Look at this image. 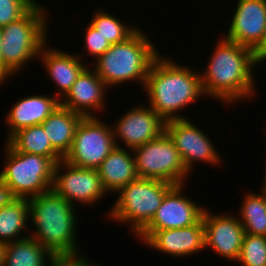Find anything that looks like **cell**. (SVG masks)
Instances as JSON below:
<instances>
[{
  "instance_id": "obj_1",
  "label": "cell",
  "mask_w": 266,
  "mask_h": 266,
  "mask_svg": "<svg viewBox=\"0 0 266 266\" xmlns=\"http://www.w3.org/2000/svg\"><path fill=\"white\" fill-rule=\"evenodd\" d=\"M211 55L200 75L205 96L231 104L254 95L252 69L257 63L251 49L222 36Z\"/></svg>"
},
{
  "instance_id": "obj_2",
  "label": "cell",
  "mask_w": 266,
  "mask_h": 266,
  "mask_svg": "<svg viewBox=\"0 0 266 266\" xmlns=\"http://www.w3.org/2000/svg\"><path fill=\"white\" fill-rule=\"evenodd\" d=\"M200 75L190 67L176 65L173 60L159 55L144 84L149 106L165 122L185 118L176 112L205 95Z\"/></svg>"
},
{
  "instance_id": "obj_3",
  "label": "cell",
  "mask_w": 266,
  "mask_h": 266,
  "mask_svg": "<svg viewBox=\"0 0 266 266\" xmlns=\"http://www.w3.org/2000/svg\"><path fill=\"white\" fill-rule=\"evenodd\" d=\"M28 204L29 219L36 229L31 237L53 256L78 255L75 206L52 189L29 198Z\"/></svg>"
},
{
  "instance_id": "obj_4",
  "label": "cell",
  "mask_w": 266,
  "mask_h": 266,
  "mask_svg": "<svg viewBox=\"0 0 266 266\" xmlns=\"http://www.w3.org/2000/svg\"><path fill=\"white\" fill-rule=\"evenodd\" d=\"M147 36L139 28L125 41L112 44L96 60L93 68L108 86L140 81L144 87L147 74L154 60L159 56Z\"/></svg>"
},
{
  "instance_id": "obj_5",
  "label": "cell",
  "mask_w": 266,
  "mask_h": 266,
  "mask_svg": "<svg viewBox=\"0 0 266 266\" xmlns=\"http://www.w3.org/2000/svg\"><path fill=\"white\" fill-rule=\"evenodd\" d=\"M35 4L22 18L2 27V53L4 57V80L39 56L47 42L46 11Z\"/></svg>"
},
{
  "instance_id": "obj_6",
  "label": "cell",
  "mask_w": 266,
  "mask_h": 266,
  "mask_svg": "<svg viewBox=\"0 0 266 266\" xmlns=\"http://www.w3.org/2000/svg\"><path fill=\"white\" fill-rule=\"evenodd\" d=\"M175 185L160 180L137 178L120 188L118 199L110 210L109 217L120 223H131L137 235L153 218L164 196Z\"/></svg>"
},
{
  "instance_id": "obj_7",
  "label": "cell",
  "mask_w": 266,
  "mask_h": 266,
  "mask_svg": "<svg viewBox=\"0 0 266 266\" xmlns=\"http://www.w3.org/2000/svg\"><path fill=\"white\" fill-rule=\"evenodd\" d=\"M5 167L0 179L16 198H32L51 190L55 163L48 157L16 151L5 143Z\"/></svg>"
},
{
  "instance_id": "obj_8",
  "label": "cell",
  "mask_w": 266,
  "mask_h": 266,
  "mask_svg": "<svg viewBox=\"0 0 266 266\" xmlns=\"http://www.w3.org/2000/svg\"><path fill=\"white\" fill-rule=\"evenodd\" d=\"M139 178L160 180L173 185L185 184L190 173L166 132L142 146L133 149Z\"/></svg>"
},
{
  "instance_id": "obj_9",
  "label": "cell",
  "mask_w": 266,
  "mask_h": 266,
  "mask_svg": "<svg viewBox=\"0 0 266 266\" xmlns=\"http://www.w3.org/2000/svg\"><path fill=\"white\" fill-rule=\"evenodd\" d=\"M115 147L112 127L96 116L82 117L63 160L77 167L97 169Z\"/></svg>"
},
{
  "instance_id": "obj_10",
  "label": "cell",
  "mask_w": 266,
  "mask_h": 266,
  "mask_svg": "<svg viewBox=\"0 0 266 266\" xmlns=\"http://www.w3.org/2000/svg\"><path fill=\"white\" fill-rule=\"evenodd\" d=\"M51 189L73 205L76 201L93 205L107 193L97 169L77 167L63 159L55 164Z\"/></svg>"
},
{
  "instance_id": "obj_11",
  "label": "cell",
  "mask_w": 266,
  "mask_h": 266,
  "mask_svg": "<svg viewBox=\"0 0 266 266\" xmlns=\"http://www.w3.org/2000/svg\"><path fill=\"white\" fill-rule=\"evenodd\" d=\"M183 186L175 185L165 196L151 221L136 235L144 242L154 231L183 228L198 223L204 208L183 195Z\"/></svg>"
},
{
  "instance_id": "obj_12",
  "label": "cell",
  "mask_w": 266,
  "mask_h": 266,
  "mask_svg": "<svg viewBox=\"0 0 266 266\" xmlns=\"http://www.w3.org/2000/svg\"><path fill=\"white\" fill-rule=\"evenodd\" d=\"M165 132L180 153L186 169L190 172L197 161L219 164L221 158L207 135L186 118L165 123Z\"/></svg>"
},
{
  "instance_id": "obj_13",
  "label": "cell",
  "mask_w": 266,
  "mask_h": 266,
  "mask_svg": "<svg viewBox=\"0 0 266 266\" xmlns=\"http://www.w3.org/2000/svg\"><path fill=\"white\" fill-rule=\"evenodd\" d=\"M165 123L150 106H134L112 126L116 146L117 137L130 150L142 146L165 132Z\"/></svg>"
},
{
  "instance_id": "obj_14",
  "label": "cell",
  "mask_w": 266,
  "mask_h": 266,
  "mask_svg": "<svg viewBox=\"0 0 266 266\" xmlns=\"http://www.w3.org/2000/svg\"><path fill=\"white\" fill-rule=\"evenodd\" d=\"M225 39L254 51L266 32V0H239Z\"/></svg>"
},
{
  "instance_id": "obj_15",
  "label": "cell",
  "mask_w": 266,
  "mask_h": 266,
  "mask_svg": "<svg viewBox=\"0 0 266 266\" xmlns=\"http://www.w3.org/2000/svg\"><path fill=\"white\" fill-rule=\"evenodd\" d=\"M202 221L205 248L210 247L220 256L237 262L245 234L242 223L232 215H211L206 209Z\"/></svg>"
},
{
  "instance_id": "obj_16",
  "label": "cell",
  "mask_w": 266,
  "mask_h": 266,
  "mask_svg": "<svg viewBox=\"0 0 266 266\" xmlns=\"http://www.w3.org/2000/svg\"><path fill=\"white\" fill-rule=\"evenodd\" d=\"M144 243L171 256L184 257L205 249V228L202 219L193 225L154 231Z\"/></svg>"
},
{
  "instance_id": "obj_17",
  "label": "cell",
  "mask_w": 266,
  "mask_h": 266,
  "mask_svg": "<svg viewBox=\"0 0 266 266\" xmlns=\"http://www.w3.org/2000/svg\"><path fill=\"white\" fill-rule=\"evenodd\" d=\"M89 68L87 66L80 73L70 90L64 96L65 100H60V105L69 108L82 117H93L92 111L99 110L100 112V109L102 110L106 106L104 105V100L107 85L95 70L90 71Z\"/></svg>"
},
{
  "instance_id": "obj_18",
  "label": "cell",
  "mask_w": 266,
  "mask_h": 266,
  "mask_svg": "<svg viewBox=\"0 0 266 266\" xmlns=\"http://www.w3.org/2000/svg\"><path fill=\"white\" fill-rule=\"evenodd\" d=\"M60 100L55 95L52 97L35 95L16 102L6 116L8 138L20 129L42 124L60 105Z\"/></svg>"
},
{
  "instance_id": "obj_19",
  "label": "cell",
  "mask_w": 266,
  "mask_h": 266,
  "mask_svg": "<svg viewBox=\"0 0 266 266\" xmlns=\"http://www.w3.org/2000/svg\"><path fill=\"white\" fill-rule=\"evenodd\" d=\"M45 43L41 48L39 57L44 63L47 75L59 87V91L55 96L60 99L64 97L74 84L80 73L86 68L81 62L79 54L70 55L68 52H63L57 49H47ZM42 56V57H41ZM80 60V61H79ZM61 89V90H60Z\"/></svg>"
},
{
  "instance_id": "obj_20",
  "label": "cell",
  "mask_w": 266,
  "mask_h": 266,
  "mask_svg": "<svg viewBox=\"0 0 266 266\" xmlns=\"http://www.w3.org/2000/svg\"><path fill=\"white\" fill-rule=\"evenodd\" d=\"M120 145L116 146L97 168L107 192H117L138 178L135 158Z\"/></svg>"
},
{
  "instance_id": "obj_21",
  "label": "cell",
  "mask_w": 266,
  "mask_h": 266,
  "mask_svg": "<svg viewBox=\"0 0 266 266\" xmlns=\"http://www.w3.org/2000/svg\"><path fill=\"white\" fill-rule=\"evenodd\" d=\"M82 116L59 105L41 124L53 148L64 158L69 152Z\"/></svg>"
},
{
  "instance_id": "obj_22",
  "label": "cell",
  "mask_w": 266,
  "mask_h": 266,
  "mask_svg": "<svg viewBox=\"0 0 266 266\" xmlns=\"http://www.w3.org/2000/svg\"><path fill=\"white\" fill-rule=\"evenodd\" d=\"M53 257L46 248L29 235L5 244L3 266H46L50 264Z\"/></svg>"
},
{
  "instance_id": "obj_23",
  "label": "cell",
  "mask_w": 266,
  "mask_h": 266,
  "mask_svg": "<svg viewBox=\"0 0 266 266\" xmlns=\"http://www.w3.org/2000/svg\"><path fill=\"white\" fill-rule=\"evenodd\" d=\"M6 141L18 152L48 157L55 164L63 159L53 148L41 124L20 129Z\"/></svg>"
},
{
  "instance_id": "obj_24",
  "label": "cell",
  "mask_w": 266,
  "mask_h": 266,
  "mask_svg": "<svg viewBox=\"0 0 266 266\" xmlns=\"http://www.w3.org/2000/svg\"><path fill=\"white\" fill-rule=\"evenodd\" d=\"M29 217V204L26 198H16L10 204L1 207L0 242L6 244L28 237L20 234L22 235L21 232L25 230Z\"/></svg>"
},
{
  "instance_id": "obj_25",
  "label": "cell",
  "mask_w": 266,
  "mask_h": 266,
  "mask_svg": "<svg viewBox=\"0 0 266 266\" xmlns=\"http://www.w3.org/2000/svg\"><path fill=\"white\" fill-rule=\"evenodd\" d=\"M246 194L239 215L245 233L266 237V191ZM242 219V220H241Z\"/></svg>"
},
{
  "instance_id": "obj_26",
  "label": "cell",
  "mask_w": 266,
  "mask_h": 266,
  "mask_svg": "<svg viewBox=\"0 0 266 266\" xmlns=\"http://www.w3.org/2000/svg\"><path fill=\"white\" fill-rule=\"evenodd\" d=\"M122 23L116 16L110 15L102 10L95 12L90 22L111 45L125 41L137 30L135 26H125Z\"/></svg>"
},
{
  "instance_id": "obj_27",
  "label": "cell",
  "mask_w": 266,
  "mask_h": 266,
  "mask_svg": "<svg viewBox=\"0 0 266 266\" xmlns=\"http://www.w3.org/2000/svg\"><path fill=\"white\" fill-rule=\"evenodd\" d=\"M237 261L242 266H266V237L245 233Z\"/></svg>"
},
{
  "instance_id": "obj_28",
  "label": "cell",
  "mask_w": 266,
  "mask_h": 266,
  "mask_svg": "<svg viewBox=\"0 0 266 266\" xmlns=\"http://www.w3.org/2000/svg\"><path fill=\"white\" fill-rule=\"evenodd\" d=\"M36 0H0V28L22 18Z\"/></svg>"
},
{
  "instance_id": "obj_29",
  "label": "cell",
  "mask_w": 266,
  "mask_h": 266,
  "mask_svg": "<svg viewBox=\"0 0 266 266\" xmlns=\"http://www.w3.org/2000/svg\"><path fill=\"white\" fill-rule=\"evenodd\" d=\"M85 34V46H83V48H86L88 54L92 57L94 56L96 60L111 47V43H109V41L105 39L90 23L86 28Z\"/></svg>"
},
{
  "instance_id": "obj_30",
  "label": "cell",
  "mask_w": 266,
  "mask_h": 266,
  "mask_svg": "<svg viewBox=\"0 0 266 266\" xmlns=\"http://www.w3.org/2000/svg\"><path fill=\"white\" fill-rule=\"evenodd\" d=\"M83 255L54 256L49 266H94ZM97 266V265H95Z\"/></svg>"
},
{
  "instance_id": "obj_31",
  "label": "cell",
  "mask_w": 266,
  "mask_h": 266,
  "mask_svg": "<svg viewBox=\"0 0 266 266\" xmlns=\"http://www.w3.org/2000/svg\"><path fill=\"white\" fill-rule=\"evenodd\" d=\"M16 197L10 188L0 179V208L10 204Z\"/></svg>"
},
{
  "instance_id": "obj_32",
  "label": "cell",
  "mask_w": 266,
  "mask_h": 266,
  "mask_svg": "<svg viewBox=\"0 0 266 266\" xmlns=\"http://www.w3.org/2000/svg\"><path fill=\"white\" fill-rule=\"evenodd\" d=\"M256 63L266 60V32L258 47L253 51Z\"/></svg>"
},
{
  "instance_id": "obj_33",
  "label": "cell",
  "mask_w": 266,
  "mask_h": 266,
  "mask_svg": "<svg viewBox=\"0 0 266 266\" xmlns=\"http://www.w3.org/2000/svg\"><path fill=\"white\" fill-rule=\"evenodd\" d=\"M2 29L0 28V84L4 81V57L2 53Z\"/></svg>"
},
{
  "instance_id": "obj_34",
  "label": "cell",
  "mask_w": 266,
  "mask_h": 266,
  "mask_svg": "<svg viewBox=\"0 0 266 266\" xmlns=\"http://www.w3.org/2000/svg\"><path fill=\"white\" fill-rule=\"evenodd\" d=\"M5 244L0 242V266H3Z\"/></svg>"
},
{
  "instance_id": "obj_35",
  "label": "cell",
  "mask_w": 266,
  "mask_h": 266,
  "mask_svg": "<svg viewBox=\"0 0 266 266\" xmlns=\"http://www.w3.org/2000/svg\"><path fill=\"white\" fill-rule=\"evenodd\" d=\"M265 172H266V171H265ZM264 181H265V182L263 183L264 186H263L262 188L266 191V178H265Z\"/></svg>"
}]
</instances>
